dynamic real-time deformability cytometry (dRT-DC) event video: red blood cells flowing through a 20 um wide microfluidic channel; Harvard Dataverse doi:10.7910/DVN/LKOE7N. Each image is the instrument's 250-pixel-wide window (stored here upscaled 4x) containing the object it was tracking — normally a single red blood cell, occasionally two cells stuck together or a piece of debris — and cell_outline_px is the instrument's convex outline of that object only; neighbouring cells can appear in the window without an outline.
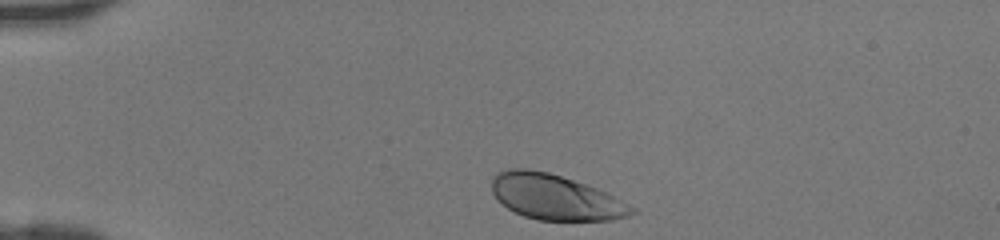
{"species": "human", "species_latin": "Homo sapiens", "temperature_condition": "room temperature", "stored_images_in_passage": 30, "camera_frame_rate_fps": 3000, "um_per_image_px": 0.085, "donor": {"sex": "female"}, "frame": {"image": 1, "passage_image": 1, "time_ms": 0.0, "image_size_px": [1000, 240], "cell_outline_px": [[636, 212], [628, 216], [612, 220], [540, 220], [524, 216], [508, 208], [496, 200], [492, 192], [492, 176], [496, 172], [508, 168], [524, 168], [548, 172], [596, 188], [636, 208]], "centroid_in_image_um": [47.15, 16.75], "position_along_channel_um": 37.9, "area_um2": 36.76}}
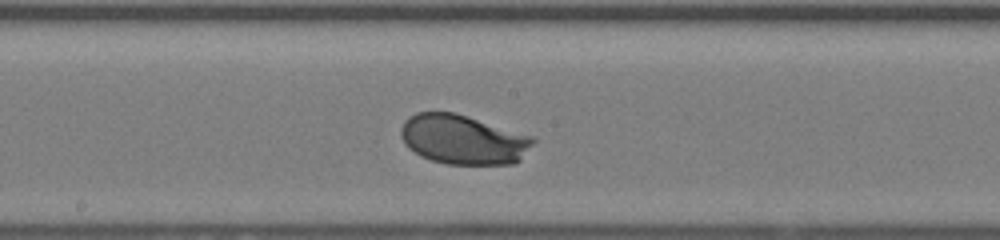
{"frame": {"image": 2, "passage_image": 16, "time_ms": 5.0, "image_size_px": [1000, 240], "cell_outline_px": [[536, 140], [520, 160], [516, 164], [448, 164], [432, 160], [420, 156], [408, 148], [404, 144], [400, 136], [400, 128], [404, 120], [408, 116], [416, 112], [456, 112], [532, 136]], "centroid_in_image_um": [39.33, 11.85], "position_along_channel_um": 208.9, "area_um2": 38.44}}
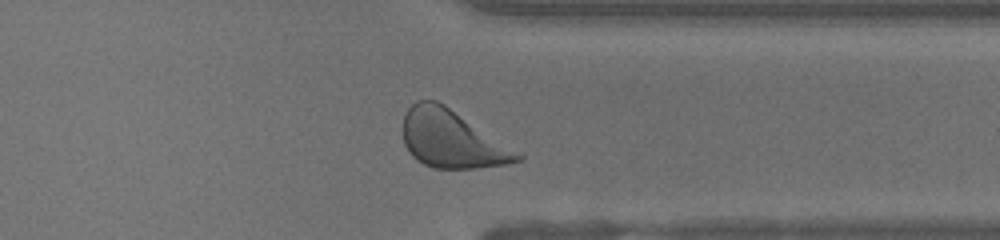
{"frame": {"image": 3, "passage_image": 27, "time_ms": 8.667, "image_size_px": [1000, 240], "cell_outline_px": [[524, 156], [520, 160], [504, 164], [476, 168], [432, 168], [416, 160], [408, 152], [404, 144], [404, 116], [408, 108], [416, 100], [436, 100], [444, 104], [520, 152]], "centroid_in_image_um": [38.39, 11.83], "position_along_channel_um": 373.0, "area_um2": 38.21}}